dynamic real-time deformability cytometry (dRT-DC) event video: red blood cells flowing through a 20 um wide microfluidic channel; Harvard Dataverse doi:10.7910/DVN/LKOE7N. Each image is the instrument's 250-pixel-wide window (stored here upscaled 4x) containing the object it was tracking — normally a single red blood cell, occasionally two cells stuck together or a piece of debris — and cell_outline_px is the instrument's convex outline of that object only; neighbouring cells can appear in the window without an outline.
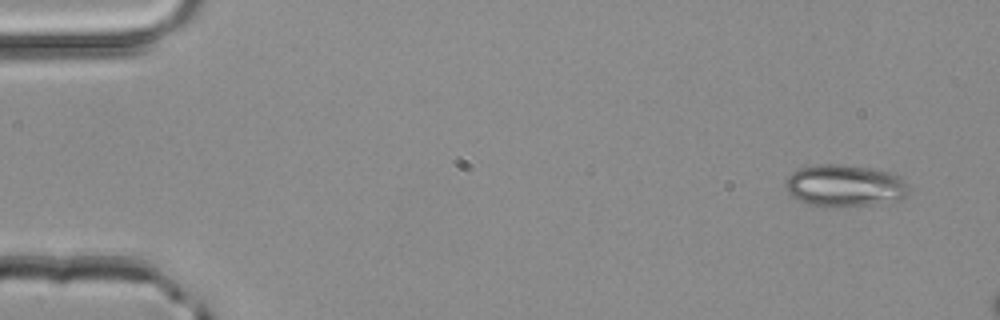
{"species": "common noctule bat (a hibernating species)", "species_latin": "Nyctalus noctula", "temperature_condition": "room temperature", "stored_images_in_passage": 3, "camera_frame_rate_fps": 3000, "um_per_image_px": 0.085, "animal": {"sex": "male", "body_mass_g": 20.4}, "frame": {"image": 1, "passage_image": 1, "time_ms": 0.0, "image_size_px": [1000, 320], "cell_outline_px": [[908, 196], [900, 200], [840, 208], [824, 208], [804, 204], [792, 196], [788, 192], [784, 184], [788, 176], [792, 172], [800, 168], [820, 164], [840, 164], [896, 172], [904, 176], [908, 192]], "centroid_in_image_um": [71.81, 15.8], "position_along_channel_um": 13.2, "area_um2": 30.98}}